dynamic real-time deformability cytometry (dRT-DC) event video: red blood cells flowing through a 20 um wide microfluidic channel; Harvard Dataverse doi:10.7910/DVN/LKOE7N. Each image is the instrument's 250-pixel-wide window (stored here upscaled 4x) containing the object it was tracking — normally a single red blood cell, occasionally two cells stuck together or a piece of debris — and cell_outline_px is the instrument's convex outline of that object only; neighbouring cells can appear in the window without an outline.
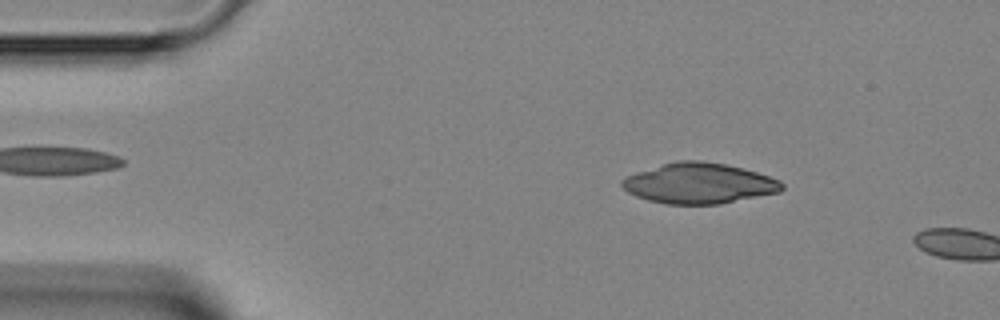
{"species": "Egyptian fruit bat (a non-hibernating species)", "species_latin": "Rousettus aegyptiacus", "temperature_condition": "room temperature", "stored_images_in_passage": 3, "camera_frame_rate_fps": 3000, "um_per_image_px": 0.085, "animal": {"sex": "female"}, "frame": {"image": 1, "passage_image": 2, "time_ms": 1.0, "image_size_px": [1000, 320], "cell_outline_px": [[784, 188], [780, 192], [720, 204], [664, 204], [648, 200], [636, 196], [628, 192], [620, 184], [620, 180], [636, 172], [664, 164], [680, 160], [700, 160], [724, 164], [744, 168], [780, 180], [784, 184]], "centroid_in_image_um": [59.43, 15.59], "position_along_channel_um": 25.6, "area_um2": 37.69}}